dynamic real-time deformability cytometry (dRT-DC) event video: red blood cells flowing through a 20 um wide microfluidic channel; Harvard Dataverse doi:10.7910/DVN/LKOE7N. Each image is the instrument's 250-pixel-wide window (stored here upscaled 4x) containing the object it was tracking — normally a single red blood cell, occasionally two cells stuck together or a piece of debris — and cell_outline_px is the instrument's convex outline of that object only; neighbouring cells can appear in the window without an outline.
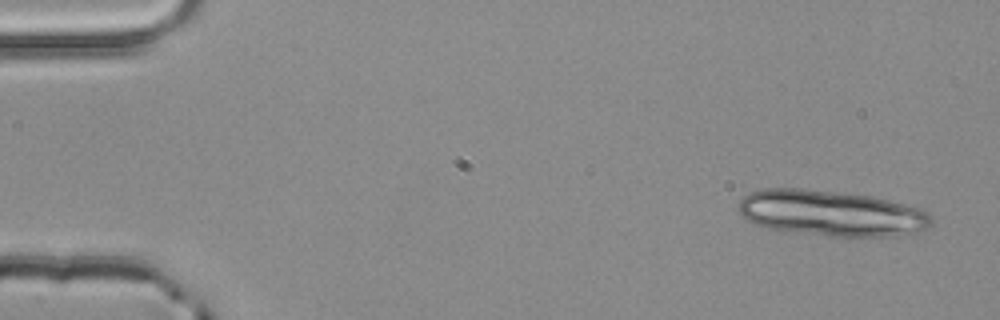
{"species": "common noctule bat (a hibernating species)", "species_latin": "Nyctalus noctula", "temperature_condition": "room temperature", "stored_images_in_passage": 3, "camera_frame_rate_fps": 3000, "um_per_image_px": 0.085, "animal": {"sex": "male", "body_mass_g": 20.4}, "frame": {"image": 1, "passage_image": 1, "time_ms": 0.0, "image_size_px": [1000, 320], "cell_outline_px": [[932, 220], [928, 228], [916, 232], [896, 236], [832, 236], [780, 232], [756, 224], [748, 220], [740, 212], [740, 200], [744, 196], [752, 192], [764, 188], [800, 188], [872, 196], [920, 208], [928, 212], [932, 216]], "centroid_in_image_um": [70.66, 18.13], "position_along_channel_um": 14.3, "area_um2": 51.56}}